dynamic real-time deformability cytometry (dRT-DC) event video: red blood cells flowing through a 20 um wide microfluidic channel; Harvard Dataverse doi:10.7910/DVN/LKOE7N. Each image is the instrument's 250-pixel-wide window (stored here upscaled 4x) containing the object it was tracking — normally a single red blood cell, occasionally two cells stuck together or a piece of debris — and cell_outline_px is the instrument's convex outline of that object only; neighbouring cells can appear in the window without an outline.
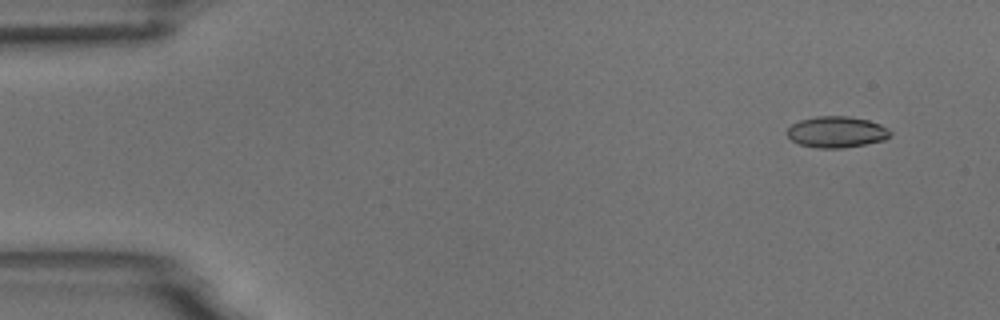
{"species": "common noctule bat (a hibernating species)", "species_latin": "Nyctalus noctula", "temperature_condition": "room temperature", "stored_images_in_passage": 18, "camera_frame_rate_fps": 3000, "um_per_image_px": 0.085, "animal": {"sex": "male", "body_mass_g": 18.8}, "frame": {"image": 1, "passage_image": 4, "time_ms": 1.0, "image_size_px": [1000, 320], "cell_outline_px": [[892, 132], [884, 140], [864, 144], [840, 148], [816, 148], [800, 144], [792, 140], [788, 136], [788, 128], [792, 124], [800, 120], [816, 116], [848, 116], [868, 120], [880, 124], [888, 128]], "centroid_in_image_um": [71.11, 11.21], "position_along_channel_um": 13.9, "area_um2": 18.61}}